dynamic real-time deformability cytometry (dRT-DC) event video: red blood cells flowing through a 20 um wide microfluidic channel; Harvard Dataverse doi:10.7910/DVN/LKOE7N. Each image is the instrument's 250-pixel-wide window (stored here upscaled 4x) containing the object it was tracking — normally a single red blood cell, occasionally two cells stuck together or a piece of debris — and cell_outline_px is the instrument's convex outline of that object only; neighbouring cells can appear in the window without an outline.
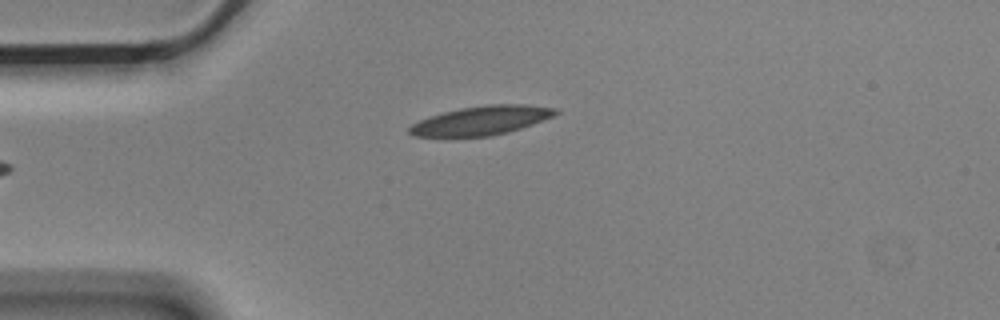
{"species": "Egyptian fruit bat (a non-hibernating species)", "species_latin": "Rousettus aegyptiacus", "temperature_condition": "cold", "stored_images_in_passage": 4, "camera_frame_rate_fps": 3000, "um_per_image_px": 0.085, "animal": {"sex": "male"}, "frame": {"image": 1, "passage_image": 4, "time_ms": 1.0, "image_size_px": [1000, 320], "cell_outline_px": [[560, 112], [552, 116], [532, 124], [508, 132], [492, 136], [416, 136], [408, 132], [408, 128], [412, 124], [420, 120], [444, 112], [460, 108], [488, 104], [524, 104], [556, 108]], "centroid_in_image_um": [40.93, 10.23], "position_along_channel_um": 44.1, "area_um2": 24.33}}